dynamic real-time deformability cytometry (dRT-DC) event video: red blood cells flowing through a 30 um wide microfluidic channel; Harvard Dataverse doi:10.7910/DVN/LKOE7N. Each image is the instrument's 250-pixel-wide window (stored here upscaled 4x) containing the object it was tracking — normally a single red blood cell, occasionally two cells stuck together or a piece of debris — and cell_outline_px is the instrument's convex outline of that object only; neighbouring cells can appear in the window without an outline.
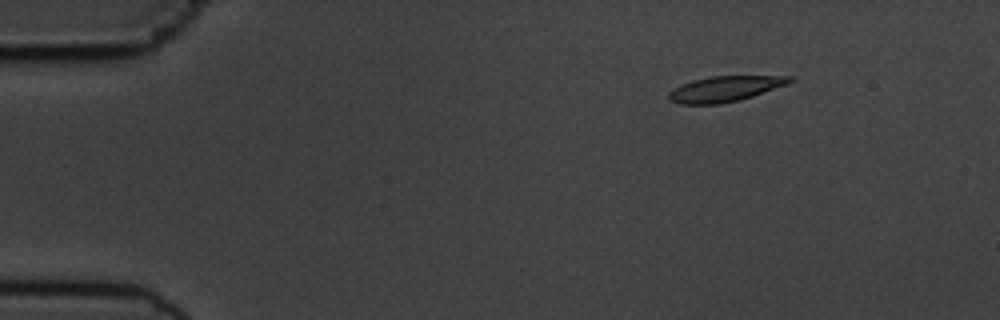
{"species": "common noctule bat (a hibernating species)", "species_latin": "Nyctalus noctula", "temperature_condition": "cold", "stored_images_in_passage": 7, "camera_frame_rate_fps": 3000, "um_per_image_px": 0.085, "animal": {"sex": "male", "body_mass_g": 19.5, "forearm_length_mm": 54.6}, "frame": {"image": 1, "passage_image": 2, "time_ms": 2.0, "image_size_px": [1000, 320], "cell_outline_px": [[796, 80], [788, 84], [740, 100], [720, 104], [680, 104], [668, 100], [668, 92], [692, 80], [712, 76], [792, 76]], "centroid_in_image_um": [61.64, 7.55], "position_along_channel_um": 23.4, "area_um2": 17.92}}
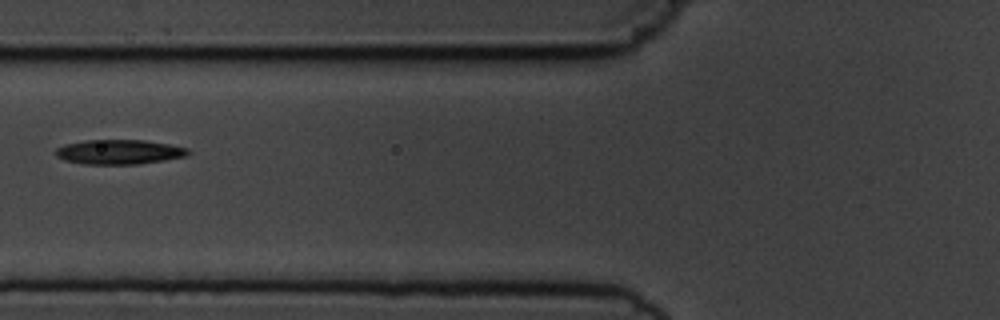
{"frame": {"image": 2, "passage_image": 6, "time_ms": 6.667, "image_size_px": [1000, 320], "cell_outline_px": [[192, 152], [188, 156], [164, 160], [136, 164], [84, 164], [64, 160], [56, 156], [56, 148], [64, 144], [84, 140], [144, 140], [168, 144], [188, 148]], "centroid_in_image_um": [10.14, 12.91], "position_along_channel_um": 115.7, "area_um2": 19.07}}
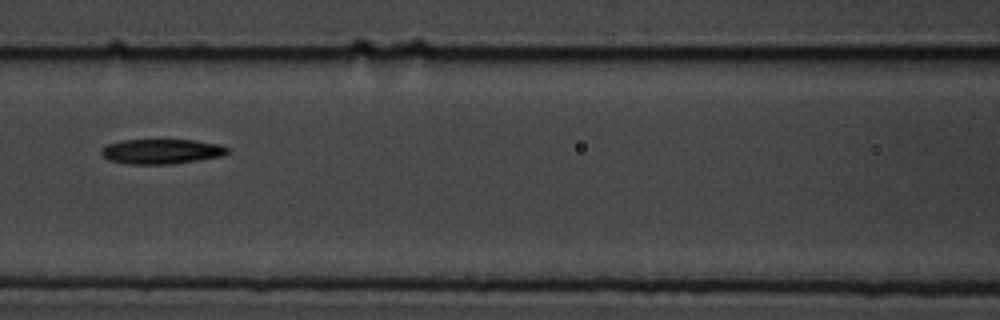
{"frame": {"image": 3, "passage_image": 7, "time_ms": 7.667, "image_size_px": [1000, 320], "cell_outline_px": [[228, 152], [224, 156], [200, 160], [172, 164], [128, 164], [108, 160], [100, 152], [100, 148], [108, 144], [120, 140], [196, 140], [220, 144], [228, 148]], "centroid_in_image_um": [13.73, 12.87], "position_along_channel_um": 152.9, "area_um2": 18.5}}